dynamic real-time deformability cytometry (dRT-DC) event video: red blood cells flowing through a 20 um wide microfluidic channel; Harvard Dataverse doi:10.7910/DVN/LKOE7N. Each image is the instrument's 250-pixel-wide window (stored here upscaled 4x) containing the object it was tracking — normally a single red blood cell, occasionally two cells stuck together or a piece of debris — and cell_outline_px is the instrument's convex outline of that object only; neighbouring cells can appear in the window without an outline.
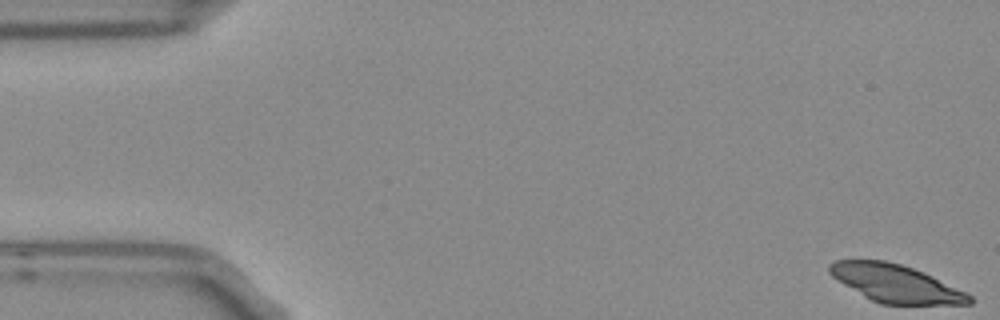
{"species": "Egyptian fruit bat (a non-hibernating species)", "species_latin": "Rousettus aegyptiacus", "temperature_condition": "room temperature", "stored_images_in_passage": 5, "camera_frame_rate_fps": 3000, "um_per_image_px": 0.085, "frame": {"image": 1, "passage_image": 1, "time_ms": 0.0, "image_size_px": [1000, 320], "cell_outline_px": [[972, 304], [880, 304], [864, 296], [844, 284], [832, 276], [828, 272], [828, 264], [836, 260], [884, 260], [900, 264], [912, 268], [964, 292], [972, 296]], "centroid_in_image_um": [76.07, 24.09], "position_along_channel_um": 8.9, "area_um2": 30.0}}